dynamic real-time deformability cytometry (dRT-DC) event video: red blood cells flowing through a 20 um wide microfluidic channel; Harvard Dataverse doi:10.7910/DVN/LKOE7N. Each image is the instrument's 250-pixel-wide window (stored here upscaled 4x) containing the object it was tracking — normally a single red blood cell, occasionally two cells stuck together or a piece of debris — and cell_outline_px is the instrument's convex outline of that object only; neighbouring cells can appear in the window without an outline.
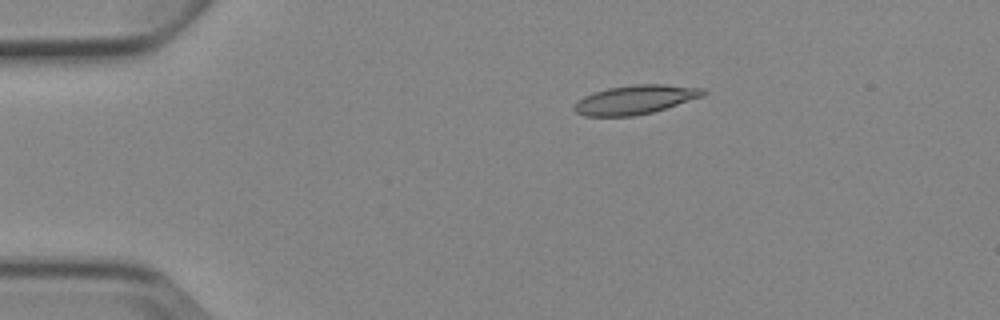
{"species": "Egyptian fruit bat (a non-hibernating species)", "species_latin": "Rousettus aegyptiacus", "temperature_condition": "cold", "stored_images_in_passage": 6, "camera_frame_rate_fps": 3000, "um_per_image_px": 0.085, "animal": {"sex": "female"}, "frame": {"image": 1, "passage_image": 3, "time_ms": 3.0, "image_size_px": [1000, 320], "cell_outline_px": [[708, 92], [704, 96], [652, 112], [632, 116], [584, 116], [576, 112], [572, 108], [584, 96], [608, 88], [636, 84], [664, 84], [704, 88]], "centroid_in_image_um": [54.04, 8.46], "position_along_channel_um": 31.0, "area_um2": 21.62}}
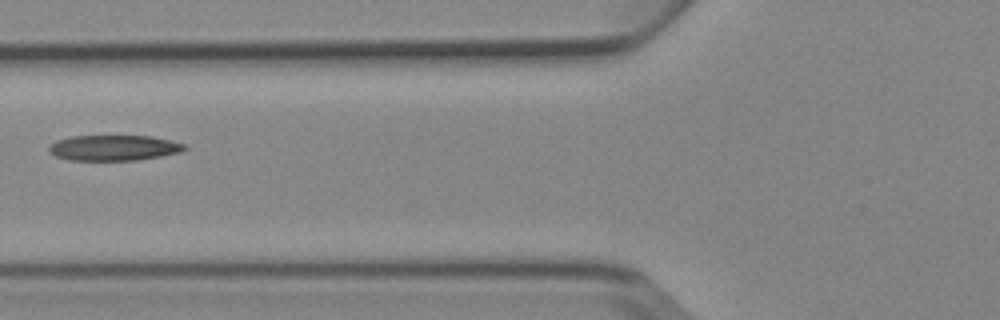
{"frame": {"image": 2, "passage_image": 6, "time_ms": 6.667, "image_size_px": [1000, 320], "cell_outline_px": [[188, 148], [180, 152], [160, 156], [136, 160], [68, 160], [56, 156], [48, 148], [56, 140], [72, 136], [152, 136], [188, 144]], "centroid_in_image_um": [9.73, 12.56], "position_along_channel_um": 116.1, "area_um2": 20.11}}